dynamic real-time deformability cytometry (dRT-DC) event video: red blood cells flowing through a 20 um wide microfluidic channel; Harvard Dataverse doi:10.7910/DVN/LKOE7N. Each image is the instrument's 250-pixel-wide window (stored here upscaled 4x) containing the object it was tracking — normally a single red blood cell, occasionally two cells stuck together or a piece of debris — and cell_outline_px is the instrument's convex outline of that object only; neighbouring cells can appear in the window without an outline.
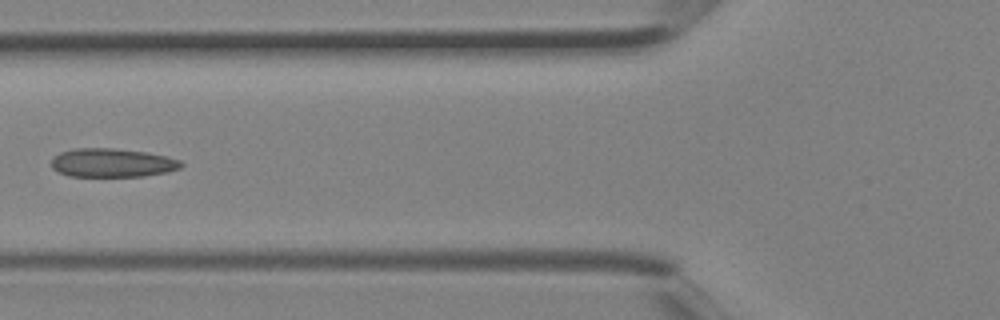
{"species": "Egyptian fruit bat (a non-hibernating species)", "species_latin": "Rousettus aegyptiacus", "temperature_condition": "room temperature", "stored_images_in_passage": 4, "camera_frame_rate_fps": 3000, "um_per_image_px": 0.085, "animal": {"sex": "female"}, "frame": {"image": 1, "passage_image": 4, "time_ms": 1.0, "image_size_px": [1000, 320], "cell_outline_px": [[184, 164], [180, 168], [168, 172], [144, 176], [68, 176], [52, 168], [52, 156], [60, 152], [76, 148], [112, 148], [148, 152], [168, 156], [180, 160]], "centroid_in_image_um": [9.56, 13.83], "position_along_channel_um": 116.2, "area_um2": 21.85}}